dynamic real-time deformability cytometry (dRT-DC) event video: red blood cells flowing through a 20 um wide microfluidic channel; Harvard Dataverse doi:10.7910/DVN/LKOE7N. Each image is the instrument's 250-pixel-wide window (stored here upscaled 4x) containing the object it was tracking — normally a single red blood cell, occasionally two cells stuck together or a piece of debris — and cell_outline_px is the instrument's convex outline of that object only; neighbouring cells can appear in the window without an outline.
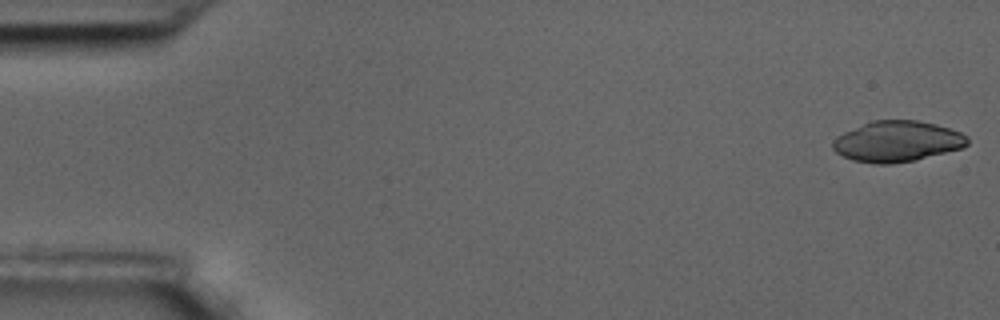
{"species": "common noctule bat (a hibernating species)", "species_latin": "Nyctalus noctula", "temperature_condition": "room temperature", "stored_images_in_passage": 57, "camera_frame_rate_fps": 3000, "um_per_image_px": 0.085, "animal": {"sex": "male", "body_mass_g": 17.5, "forearm_length_mm": 52.3}, "frame": {"image": 1, "passage_image": 1, "time_ms": 0.0, "image_size_px": [1000, 320], "cell_outline_px": [[968, 144], [964, 148], [916, 160], [892, 164], [872, 164], [852, 160], [836, 152], [832, 148], [832, 140], [836, 136], [844, 132], [872, 120], [916, 120], [936, 124], [960, 132], [968, 136]], "centroid_in_image_um": [76.26, 12.03], "position_along_channel_um": 8.7, "area_um2": 32.25}}